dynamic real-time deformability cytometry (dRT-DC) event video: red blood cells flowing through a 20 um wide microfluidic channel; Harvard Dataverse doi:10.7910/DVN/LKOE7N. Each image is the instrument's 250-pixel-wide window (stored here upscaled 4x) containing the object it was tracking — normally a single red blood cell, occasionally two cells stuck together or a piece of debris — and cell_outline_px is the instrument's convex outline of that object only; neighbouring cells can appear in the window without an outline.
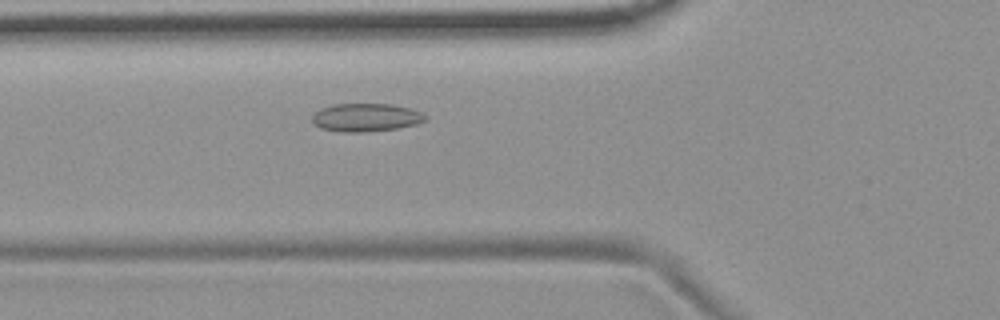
{"species": "common noctule bat (a hibernating species)", "species_latin": "Nyctalus noctula", "temperature_condition": "room temperature", "stored_images_in_passage": 48, "camera_frame_rate_fps": 3000, "um_per_image_px": 0.085, "animal": {"sex": "female", "body_mass_g": 19.9}, "frame": {"image": 1, "passage_image": 13, "time_ms": 4.0, "image_size_px": [1000, 320], "cell_outline_px": [[428, 116], [424, 120], [416, 124], [400, 128], [368, 132], [344, 132], [320, 128], [312, 120], [312, 116], [320, 108], [332, 104], [392, 104], [408, 108], [420, 112]], "centroid_in_image_um": [31.1, 9.98], "position_along_channel_um": 94.7, "area_um2": 18.55}}
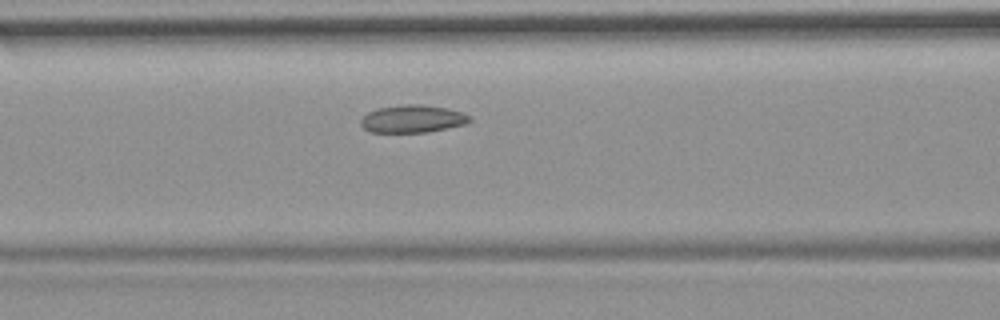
{"frame": {"image": 2, "passage_image": 16, "time_ms": 5.0, "image_size_px": [1000, 320], "cell_outline_px": [[472, 120], [464, 124], [428, 132], [368, 132], [360, 124], [360, 120], [368, 112], [376, 108], [404, 104], [420, 104], [448, 108], [472, 116]], "centroid_in_image_um": [35.05, 10.09], "position_along_channel_um": 131.6, "area_um2": 17.57}}
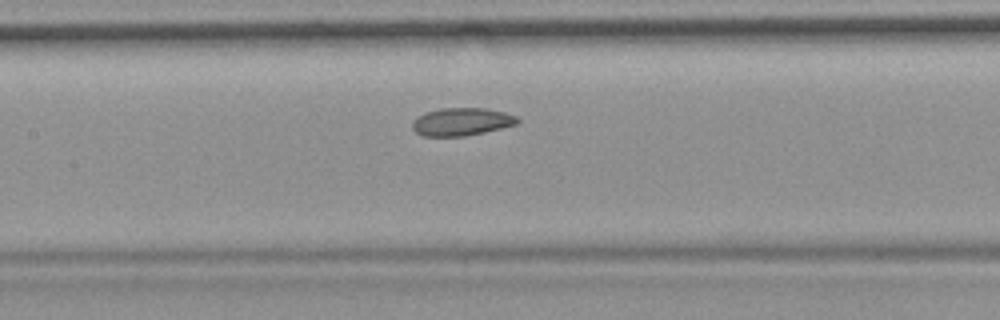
{"frame": {"image": 3, "passage_image": 19, "time_ms": 6.0, "image_size_px": [1000, 320], "cell_outline_px": [[520, 120], [516, 124], [484, 132], [464, 136], [424, 136], [416, 132], [412, 128], [412, 120], [428, 112], [440, 108], [488, 108], [504, 112], [516, 116]], "centroid_in_image_um": [39.24, 10.34], "position_along_channel_um": 168.2, "area_um2": 16.88}, "authors_computed_cell_mechanics": {"area_um2": 17.9758, "velocity_mm_per_s": 3.6645, "shape_relaxation_time_tau1_ms": null, "shape_relaxation_time_tau2_ms": 5.5978, "deformation_change_tau1": null, "deformation_change_tau2": 0.0747}}